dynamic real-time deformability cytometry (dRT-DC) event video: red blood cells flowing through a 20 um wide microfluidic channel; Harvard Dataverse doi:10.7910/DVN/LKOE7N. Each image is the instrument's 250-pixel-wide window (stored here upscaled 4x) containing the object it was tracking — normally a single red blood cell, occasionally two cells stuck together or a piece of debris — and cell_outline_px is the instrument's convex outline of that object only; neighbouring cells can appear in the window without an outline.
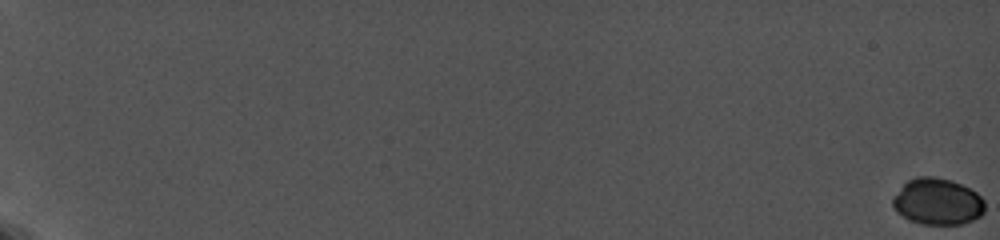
{"species": "common noctule bat (a hibernating species)", "species_latin": "Nyctalus noctula", "temperature_condition": "cold", "stored_images_in_passage": 53, "camera_frame_rate_fps": 5000, "um_per_image_px": 0.085, "animal": {"sex": "female", "body_mass_g": 19.0, "forearm_length_mm": 56.7}, "frame": {"image": 1, "passage_image": 1, "time_ms": 0.0, "image_size_px": [1000, 240], "cell_outline_px": [[984, 212], [980, 216], [972, 220], [960, 224], [920, 224], [908, 220], [896, 212], [892, 204], [892, 196], [908, 180], [916, 176], [936, 176], [952, 180], [976, 192], [984, 200]], "centroid_in_image_um": [79.65, 17.13], "position_along_channel_um": 5.3, "area_um2": 25.14}}
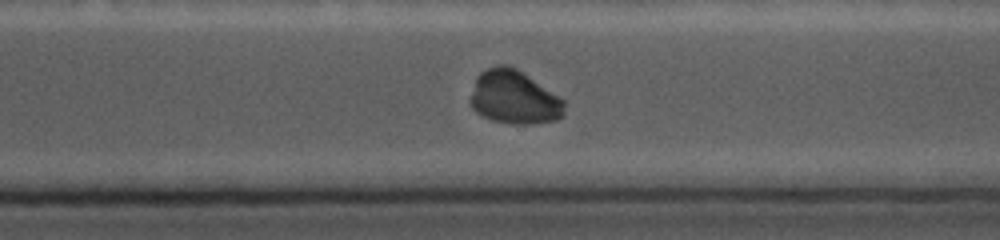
{"frame": {"image": 2, "passage_image": 43, "time_ms": 16.0, "image_size_px": [1000, 240], "cell_outline_px": [[564, 116], [556, 120], [532, 124], [512, 124], [492, 120], [476, 112], [472, 108], [472, 92], [476, 76], [480, 72], [488, 68], [500, 64], [508, 64], [516, 68], [564, 100]], "centroid_in_image_um": [43.7, 8.28], "position_along_channel_um": 326.9, "area_um2": 29.13}}
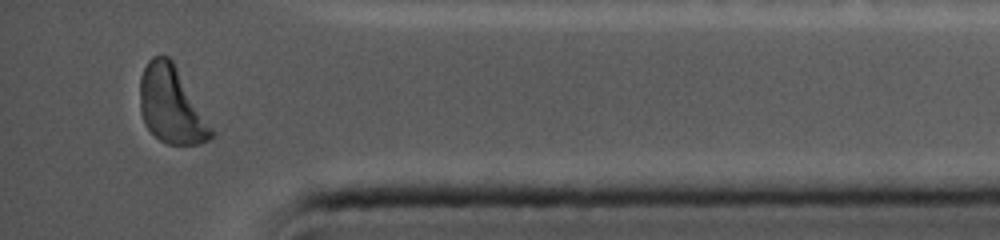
{"frame": {"image": 3, "passage_image": 53, "time_ms": 18.6, "image_size_px": [1000, 240], "cell_outline_px": [[216, 132], [208, 140], [200, 144], [168, 144], [160, 140], [144, 124], [140, 112], [140, 76], [148, 60], [152, 56], [168, 56], [172, 60]], "centroid_in_image_um": [14.56, 8.94], "position_along_channel_um": 420.6, "area_um2": 31.96}, "authors_computed_cell_mechanics": {"area_um2": 28.6688, "velocity_mm_per_s": 3.7194, "shape_relaxation_time_tau1_ms": 6.4722, "shape_relaxation_time_tau2_ms": null, "deformation_change_tau1": 0.3236, "deformation_change_tau2": null}}